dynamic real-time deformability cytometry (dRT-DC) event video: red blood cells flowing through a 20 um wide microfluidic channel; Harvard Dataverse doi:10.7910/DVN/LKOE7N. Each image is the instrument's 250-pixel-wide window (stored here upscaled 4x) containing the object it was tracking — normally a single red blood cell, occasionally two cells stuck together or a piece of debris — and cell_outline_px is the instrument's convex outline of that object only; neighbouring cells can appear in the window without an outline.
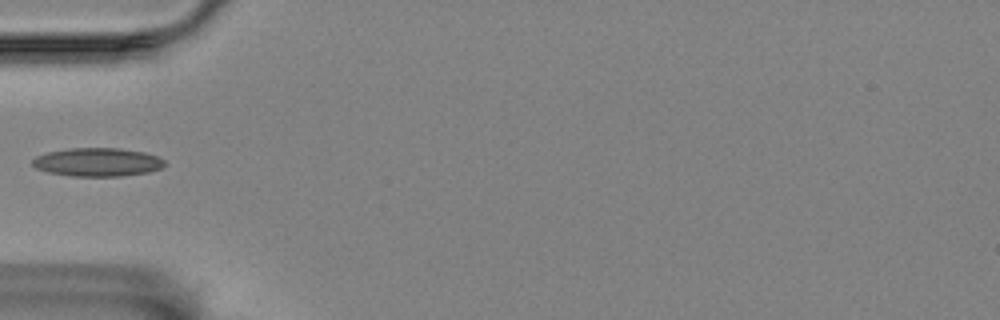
{"species": "Egyptian fruit bat (a non-hibernating species)", "species_latin": "Rousettus aegyptiacus", "temperature_condition": "room temperature", "stored_images_in_passage": 39, "camera_frame_rate_fps": 3000, "um_per_image_px": 0.085, "animal": {"sex": "female"}, "frame": {"image": 1, "passage_image": 1, "time_ms": 0.0, "image_size_px": [1000, 320], "cell_outline_px": [[164, 164], [160, 168], [148, 172], [124, 176], [72, 176], [48, 172], [36, 168], [32, 164], [32, 160], [36, 156], [48, 152], [72, 148], [120, 148], [144, 152], [156, 156], [164, 160]], "centroid_in_image_um": [8.28, 13.78], "position_along_channel_um": 76.7, "area_um2": 21.79}}
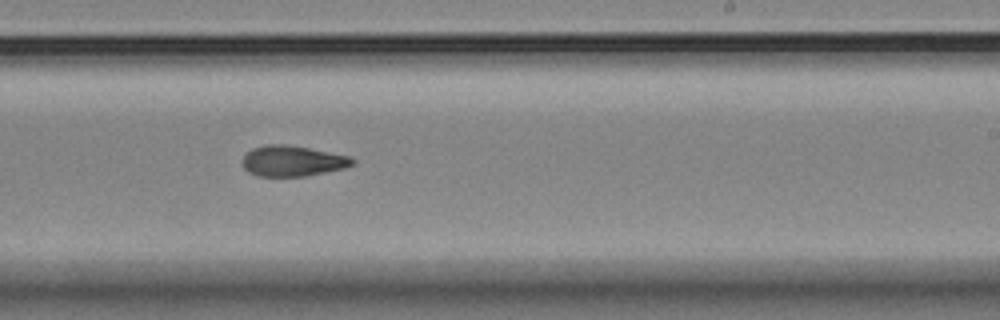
{"frame": {"image": 2, "passage_image": 17, "time_ms": 5.333, "image_size_px": [1000, 320], "cell_outline_px": [[356, 160], [352, 164], [344, 168], [304, 176], [256, 176], [248, 172], [244, 168], [244, 156], [252, 148], [268, 144], [284, 144], [308, 148], [348, 156]], "centroid_in_image_um": [24.84, 13.68], "position_along_channel_um": 264.2, "area_um2": 19.31}}
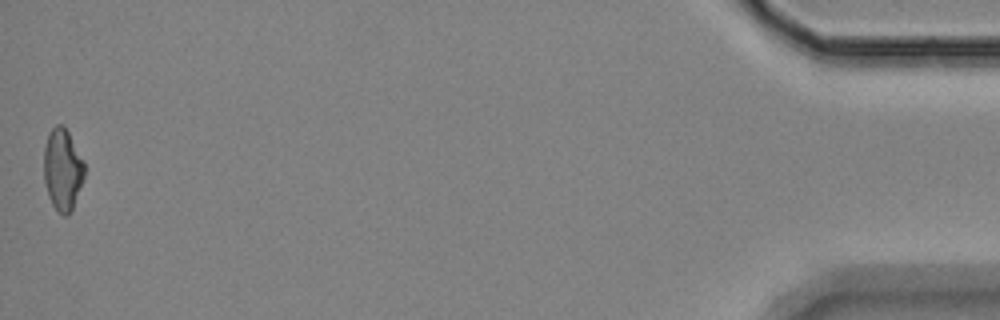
{"frame": {"image": 3, "passage_image": 39, "time_ms": 12.667, "image_size_px": [1000, 320], "cell_outline_px": [[84, 176], [72, 208], [68, 216], [64, 216], [52, 204], [44, 180], [44, 148], [48, 132], [56, 124], [64, 124], [84, 160]], "centroid_in_image_um": [5.31, 14.34], "position_along_channel_um": 429.9, "area_um2": 19.19}}